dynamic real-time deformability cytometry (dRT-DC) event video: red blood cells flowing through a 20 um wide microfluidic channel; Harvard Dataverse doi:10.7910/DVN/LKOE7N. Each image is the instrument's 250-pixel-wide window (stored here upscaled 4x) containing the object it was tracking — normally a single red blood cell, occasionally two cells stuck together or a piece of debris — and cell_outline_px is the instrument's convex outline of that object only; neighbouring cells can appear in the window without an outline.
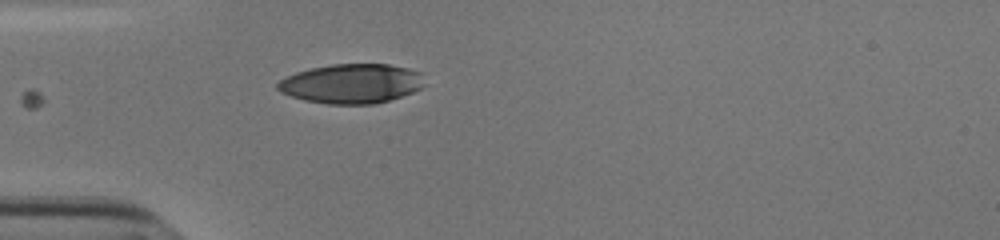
{"species": "human", "species_latin": "Homo sapiens", "temperature_condition": "cold", "stored_images_in_passage": 6, "camera_frame_rate_fps": 3000, "um_per_image_px": 0.085, "donor": {"sex": "male"}, "frame": {"image": 1, "passage_image": 1, "time_ms": 0.0, "image_size_px": [1000, 240], "cell_outline_px": [[420, 88], [412, 92], [388, 100], [372, 104], [328, 104], [304, 100], [280, 92], [276, 88], [276, 84], [280, 80], [296, 72], [312, 68], [332, 64], [388, 64], [408, 68], [420, 72]], "centroid_in_image_um": [29.82, 7.1], "position_along_channel_um": 55.2, "area_um2": 33.35}}